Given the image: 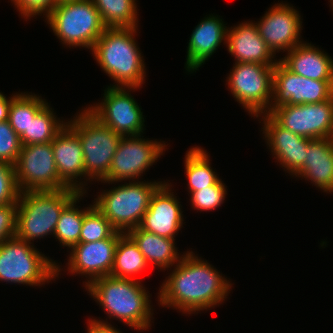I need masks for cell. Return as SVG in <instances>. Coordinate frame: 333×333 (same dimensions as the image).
Instances as JSON below:
<instances>
[{
	"mask_svg": "<svg viewBox=\"0 0 333 333\" xmlns=\"http://www.w3.org/2000/svg\"><path fill=\"white\" fill-rule=\"evenodd\" d=\"M174 268L159 288L158 305L191 315L226 301L232 283L207 260L189 250Z\"/></svg>",
	"mask_w": 333,
	"mask_h": 333,
	"instance_id": "1",
	"label": "cell"
},
{
	"mask_svg": "<svg viewBox=\"0 0 333 333\" xmlns=\"http://www.w3.org/2000/svg\"><path fill=\"white\" fill-rule=\"evenodd\" d=\"M85 289L109 319H119L140 332L150 329L154 319L151 294L140 280L107 275L93 280Z\"/></svg>",
	"mask_w": 333,
	"mask_h": 333,
	"instance_id": "2",
	"label": "cell"
},
{
	"mask_svg": "<svg viewBox=\"0 0 333 333\" xmlns=\"http://www.w3.org/2000/svg\"><path fill=\"white\" fill-rule=\"evenodd\" d=\"M138 28H106L91 52L102 70L115 83L110 87H138L145 83L146 68L134 39Z\"/></svg>",
	"mask_w": 333,
	"mask_h": 333,
	"instance_id": "3",
	"label": "cell"
},
{
	"mask_svg": "<svg viewBox=\"0 0 333 333\" xmlns=\"http://www.w3.org/2000/svg\"><path fill=\"white\" fill-rule=\"evenodd\" d=\"M79 193L71 188L19 192L16 237L33 243L54 236L61 212Z\"/></svg>",
	"mask_w": 333,
	"mask_h": 333,
	"instance_id": "4",
	"label": "cell"
},
{
	"mask_svg": "<svg viewBox=\"0 0 333 333\" xmlns=\"http://www.w3.org/2000/svg\"><path fill=\"white\" fill-rule=\"evenodd\" d=\"M31 244L16 236L0 244V281L33 287L59 278L61 265Z\"/></svg>",
	"mask_w": 333,
	"mask_h": 333,
	"instance_id": "5",
	"label": "cell"
},
{
	"mask_svg": "<svg viewBox=\"0 0 333 333\" xmlns=\"http://www.w3.org/2000/svg\"><path fill=\"white\" fill-rule=\"evenodd\" d=\"M47 24L67 47L92 50L106 29L100 13L91 0L58 2L45 16Z\"/></svg>",
	"mask_w": 333,
	"mask_h": 333,
	"instance_id": "6",
	"label": "cell"
},
{
	"mask_svg": "<svg viewBox=\"0 0 333 333\" xmlns=\"http://www.w3.org/2000/svg\"><path fill=\"white\" fill-rule=\"evenodd\" d=\"M163 181H129L103 190L92 204L109 220L112 227L127 233L140 226L151 197Z\"/></svg>",
	"mask_w": 333,
	"mask_h": 333,
	"instance_id": "7",
	"label": "cell"
},
{
	"mask_svg": "<svg viewBox=\"0 0 333 333\" xmlns=\"http://www.w3.org/2000/svg\"><path fill=\"white\" fill-rule=\"evenodd\" d=\"M67 125L77 134L81 142L86 186L88 180L103 181L108 175L122 136L102 124L86 108L77 112L70 121L68 119Z\"/></svg>",
	"mask_w": 333,
	"mask_h": 333,
	"instance_id": "8",
	"label": "cell"
},
{
	"mask_svg": "<svg viewBox=\"0 0 333 333\" xmlns=\"http://www.w3.org/2000/svg\"><path fill=\"white\" fill-rule=\"evenodd\" d=\"M274 66L259 63H235L226 85L242 108L255 117L268 112L273 99ZM253 115V116H252Z\"/></svg>",
	"mask_w": 333,
	"mask_h": 333,
	"instance_id": "9",
	"label": "cell"
},
{
	"mask_svg": "<svg viewBox=\"0 0 333 333\" xmlns=\"http://www.w3.org/2000/svg\"><path fill=\"white\" fill-rule=\"evenodd\" d=\"M142 135L123 136L120 139L108 175L101 181L102 183L138 181L143 176V172L145 173L150 166L157 163L156 161L166 151V143L157 139H143Z\"/></svg>",
	"mask_w": 333,
	"mask_h": 333,
	"instance_id": "10",
	"label": "cell"
},
{
	"mask_svg": "<svg viewBox=\"0 0 333 333\" xmlns=\"http://www.w3.org/2000/svg\"><path fill=\"white\" fill-rule=\"evenodd\" d=\"M138 87H110L104 90L101 103L86 109L116 133L123 136L139 135L145 130L142 108L131 95Z\"/></svg>",
	"mask_w": 333,
	"mask_h": 333,
	"instance_id": "11",
	"label": "cell"
},
{
	"mask_svg": "<svg viewBox=\"0 0 333 333\" xmlns=\"http://www.w3.org/2000/svg\"><path fill=\"white\" fill-rule=\"evenodd\" d=\"M14 168L19 192L69 188L59 178L52 142L22 146Z\"/></svg>",
	"mask_w": 333,
	"mask_h": 333,
	"instance_id": "12",
	"label": "cell"
},
{
	"mask_svg": "<svg viewBox=\"0 0 333 333\" xmlns=\"http://www.w3.org/2000/svg\"><path fill=\"white\" fill-rule=\"evenodd\" d=\"M333 96V81L312 80L290 71L280 60L273 71V99L270 114L282 105L319 103Z\"/></svg>",
	"mask_w": 333,
	"mask_h": 333,
	"instance_id": "13",
	"label": "cell"
},
{
	"mask_svg": "<svg viewBox=\"0 0 333 333\" xmlns=\"http://www.w3.org/2000/svg\"><path fill=\"white\" fill-rule=\"evenodd\" d=\"M270 115L281 126L302 137L333 138V96L319 103L282 105Z\"/></svg>",
	"mask_w": 333,
	"mask_h": 333,
	"instance_id": "14",
	"label": "cell"
},
{
	"mask_svg": "<svg viewBox=\"0 0 333 333\" xmlns=\"http://www.w3.org/2000/svg\"><path fill=\"white\" fill-rule=\"evenodd\" d=\"M259 20L255 22L259 35L275 55L279 51L289 52L303 42L300 35L303 19L294 6L275 3Z\"/></svg>",
	"mask_w": 333,
	"mask_h": 333,
	"instance_id": "15",
	"label": "cell"
},
{
	"mask_svg": "<svg viewBox=\"0 0 333 333\" xmlns=\"http://www.w3.org/2000/svg\"><path fill=\"white\" fill-rule=\"evenodd\" d=\"M122 234L115 231L109 238L76 244L71 249L66 263L68 273L85 276L84 287L97 278L110 275L117 242Z\"/></svg>",
	"mask_w": 333,
	"mask_h": 333,
	"instance_id": "16",
	"label": "cell"
},
{
	"mask_svg": "<svg viewBox=\"0 0 333 333\" xmlns=\"http://www.w3.org/2000/svg\"><path fill=\"white\" fill-rule=\"evenodd\" d=\"M256 117H262L264 125L261 131L274 159L287 173L294 176L304 166L307 146L311 139L284 128L268 113Z\"/></svg>",
	"mask_w": 333,
	"mask_h": 333,
	"instance_id": "17",
	"label": "cell"
},
{
	"mask_svg": "<svg viewBox=\"0 0 333 333\" xmlns=\"http://www.w3.org/2000/svg\"><path fill=\"white\" fill-rule=\"evenodd\" d=\"M171 183L164 181L153 193L140 228L159 236L175 239L183 227V211ZM172 191V192H171Z\"/></svg>",
	"mask_w": 333,
	"mask_h": 333,
	"instance_id": "18",
	"label": "cell"
},
{
	"mask_svg": "<svg viewBox=\"0 0 333 333\" xmlns=\"http://www.w3.org/2000/svg\"><path fill=\"white\" fill-rule=\"evenodd\" d=\"M52 149L59 178L69 188L87 194L88 187H86L81 142L77 134L67 124L52 141Z\"/></svg>",
	"mask_w": 333,
	"mask_h": 333,
	"instance_id": "19",
	"label": "cell"
},
{
	"mask_svg": "<svg viewBox=\"0 0 333 333\" xmlns=\"http://www.w3.org/2000/svg\"><path fill=\"white\" fill-rule=\"evenodd\" d=\"M226 47L234 63H259L275 66L279 59L259 35L255 21H244L227 31Z\"/></svg>",
	"mask_w": 333,
	"mask_h": 333,
	"instance_id": "20",
	"label": "cell"
},
{
	"mask_svg": "<svg viewBox=\"0 0 333 333\" xmlns=\"http://www.w3.org/2000/svg\"><path fill=\"white\" fill-rule=\"evenodd\" d=\"M223 19L215 15L204 17L195 27L189 38L185 69L189 73L199 70L219 48L226 45L228 28Z\"/></svg>",
	"mask_w": 333,
	"mask_h": 333,
	"instance_id": "21",
	"label": "cell"
},
{
	"mask_svg": "<svg viewBox=\"0 0 333 333\" xmlns=\"http://www.w3.org/2000/svg\"><path fill=\"white\" fill-rule=\"evenodd\" d=\"M311 181L328 194L333 192V138L311 139L307 146L304 166L295 178Z\"/></svg>",
	"mask_w": 333,
	"mask_h": 333,
	"instance_id": "22",
	"label": "cell"
},
{
	"mask_svg": "<svg viewBox=\"0 0 333 333\" xmlns=\"http://www.w3.org/2000/svg\"><path fill=\"white\" fill-rule=\"evenodd\" d=\"M306 41L279 60L293 73L312 80L333 81V58Z\"/></svg>",
	"mask_w": 333,
	"mask_h": 333,
	"instance_id": "23",
	"label": "cell"
},
{
	"mask_svg": "<svg viewBox=\"0 0 333 333\" xmlns=\"http://www.w3.org/2000/svg\"><path fill=\"white\" fill-rule=\"evenodd\" d=\"M127 234L137 244L148 265L155 266L156 269H172L183 257L175 247V239L144 231L139 226L129 230Z\"/></svg>",
	"mask_w": 333,
	"mask_h": 333,
	"instance_id": "24",
	"label": "cell"
},
{
	"mask_svg": "<svg viewBox=\"0 0 333 333\" xmlns=\"http://www.w3.org/2000/svg\"><path fill=\"white\" fill-rule=\"evenodd\" d=\"M148 263L134 240L123 233L117 242L111 276L139 280L138 274L145 271Z\"/></svg>",
	"mask_w": 333,
	"mask_h": 333,
	"instance_id": "25",
	"label": "cell"
},
{
	"mask_svg": "<svg viewBox=\"0 0 333 333\" xmlns=\"http://www.w3.org/2000/svg\"><path fill=\"white\" fill-rule=\"evenodd\" d=\"M186 152L184 166L189 194L212 186L220 179L211 167L210 156L204 148L195 146Z\"/></svg>",
	"mask_w": 333,
	"mask_h": 333,
	"instance_id": "26",
	"label": "cell"
},
{
	"mask_svg": "<svg viewBox=\"0 0 333 333\" xmlns=\"http://www.w3.org/2000/svg\"><path fill=\"white\" fill-rule=\"evenodd\" d=\"M106 28L138 27L136 0H91Z\"/></svg>",
	"mask_w": 333,
	"mask_h": 333,
	"instance_id": "27",
	"label": "cell"
},
{
	"mask_svg": "<svg viewBox=\"0 0 333 333\" xmlns=\"http://www.w3.org/2000/svg\"><path fill=\"white\" fill-rule=\"evenodd\" d=\"M50 104H46L30 121L28 133L20 136L22 146L29 144L49 143L65 127L67 122L60 120L53 113Z\"/></svg>",
	"mask_w": 333,
	"mask_h": 333,
	"instance_id": "28",
	"label": "cell"
},
{
	"mask_svg": "<svg viewBox=\"0 0 333 333\" xmlns=\"http://www.w3.org/2000/svg\"><path fill=\"white\" fill-rule=\"evenodd\" d=\"M42 96L31 93H17L11 100L8 121L20 137L28 133V126L35 115L47 104Z\"/></svg>",
	"mask_w": 333,
	"mask_h": 333,
	"instance_id": "29",
	"label": "cell"
},
{
	"mask_svg": "<svg viewBox=\"0 0 333 333\" xmlns=\"http://www.w3.org/2000/svg\"><path fill=\"white\" fill-rule=\"evenodd\" d=\"M85 193H79L61 212L54 231L55 239H58L62 247L70 250L80 242V233L84 219V209L76 205L84 197Z\"/></svg>",
	"mask_w": 333,
	"mask_h": 333,
	"instance_id": "30",
	"label": "cell"
},
{
	"mask_svg": "<svg viewBox=\"0 0 333 333\" xmlns=\"http://www.w3.org/2000/svg\"><path fill=\"white\" fill-rule=\"evenodd\" d=\"M116 230L109 220L94 206L84 208L80 242H94L109 238Z\"/></svg>",
	"mask_w": 333,
	"mask_h": 333,
	"instance_id": "31",
	"label": "cell"
},
{
	"mask_svg": "<svg viewBox=\"0 0 333 333\" xmlns=\"http://www.w3.org/2000/svg\"><path fill=\"white\" fill-rule=\"evenodd\" d=\"M227 186L221 179H219L214 185L202 190L194 191L190 193L192 209L202 211H212L224 202L227 191Z\"/></svg>",
	"mask_w": 333,
	"mask_h": 333,
	"instance_id": "32",
	"label": "cell"
},
{
	"mask_svg": "<svg viewBox=\"0 0 333 333\" xmlns=\"http://www.w3.org/2000/svg\"><path fill=\"white\" fill-rule=\"evenodd\" d=\"M21 148L20 137L9 121L0 122V161L15 165Z\"/></svg>",
	"mask_w": 333,
	"mask_h": 333,
	"instance_id": "33",
	"label": "cell"
},
{
	"mask_svg": "<svg viewBox=\"0 0 333 333\" xmlns=\"http://www.w3.org/2000/svg\"><path fill=\"white\" fill-rule=\"evenodd\" d=\"M18 196L14 165L0 161V205L17 203Z\"/></svg>",
	"mask_w": 333,
	"mask_h": 333,
	"instance_id": "34",
	"label": "cell"
},
{
	"mask_svg": "<svg viewBox=\"0 0 333 333\" xmlns=\"http://www.w3.org/2000/svg\"><path fill=\"white\" fill-rule=\"evenodd\" d=\"M11 2L19 11V15L29 20L36 15L46 16L58 3V0H11Z\"/></svg>",
	"mask_w": 333,
	"mask_h": 333,
	"instance_id": "35",
	"label": "cell"
},
{
	"mask_svg": "<svg viewBox=\"0 0 333 333\" xmlns=\"http://www.w3.org/2000/svg\"><path fill=\"white\" fill-rule=\"evenodd\" d=\"M17 210V203L0 205V244L16 236Z\"/></svg>",
	"mask_w": 333,
	"mask_h": 333,
	"instance_id": "36",
	"label": "cell"
},
{
	"mask_svg": "<svg viewBox=\"0 0 333 333\" xmlns=\"http://www.w3.org/2000/svg\"><path fill=\"white\" fill-rule=\"evenodd\" d=\"M99 319L89 318L87 321V333H122L107 321L108 318H106V321Z\"/></svg>",
	"mask_w": 333,
	"mask_h": 333,
	"instance_id": "37",
	"label": "cell"
},
{
	"mask_svg": "<svg viewBox=\"0 0 333 333\" xmlns=\"http://www.w3.org/2000/svg\"><path fill=\"white\" fill-rule=\"evenodd\" d=\"M12 94L9 98H7L2 92H0V122L7 121L9 115V107L12 98L16 95Z\"/></svg>",
	"mask_w": 333,
	"mask_h": 333,
	"instance_id": "38",
	"label": "cell"
},
{
	"mask_svg": "<svg viewBox=\"0 0 333 333\" xmlns=\"http://www.w3.org/2000/svg\"><path fill=\"white\" fill-rule=\"evenodd\" d=\"M330 4H331V7H332V11H333V0H330Z\"/></svg>",
	"mask_w": 333,
	"mask_h": 333,
	"instance_id": "39",
	"label": "cell"
}]
</instances>
